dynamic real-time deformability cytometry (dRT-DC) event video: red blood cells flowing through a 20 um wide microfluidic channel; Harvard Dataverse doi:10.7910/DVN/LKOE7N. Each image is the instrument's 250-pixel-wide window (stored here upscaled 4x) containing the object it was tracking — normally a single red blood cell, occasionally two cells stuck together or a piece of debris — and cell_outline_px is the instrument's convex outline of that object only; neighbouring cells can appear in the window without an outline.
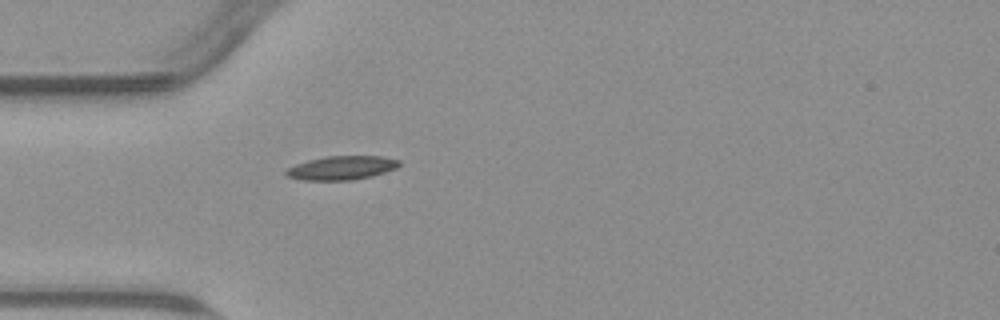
{"species": "common noctule bat (a hibernating species)", "species_latin": "Nyctalus noctula", "temperature_condition": "warm", "stored_images_in_passage": 39, "camera_frame_rate_fps": 3000, "um_per_image_px": 0.085, "animal": {"sex": "male", "body_mass_g": 23.1, "forearm_length_mm": 52.7}, "frame": {"image": 1, "passage_image": 1, "time_ms": 0.0, "image_size_px": [1000, 320], "cell_outline_px": [[400, 164], [396, 168], [372, 176], [352, 180], [300, 180], [288, 176], [284, 172], [288, 168], [296, 164], [308, 160], [324, 156], [380, 156], [400, 160]], "centroid_in_image_um": [29.03, 14.26], "position_along_channel_um": 56.0, "area_um2": 15.66}}
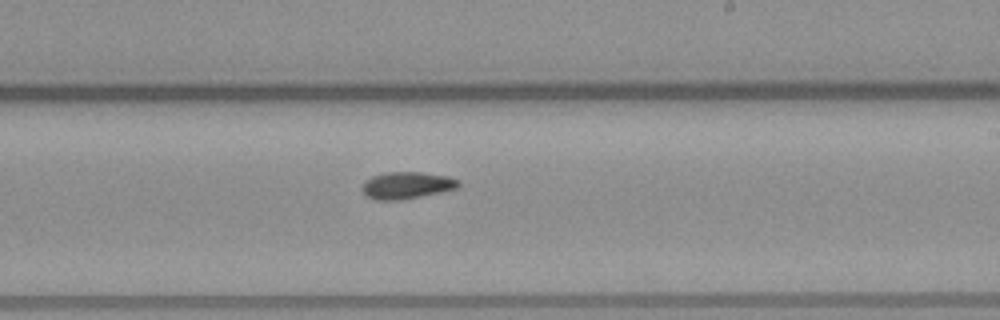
{"frame": {"image": 2, "passage_image": 17, "time_ms": 5.333, "image_size_px": [1000, 320], "cell_outline_px": [[460, 184], [456, 188], [440, 192], [400, 200], [376, 200], [368, 196], [364, 192], [364, 180], [372, 176], [388, 172], [420, 172], [448, 176], [460, 180]], "centroid_in_image_um": [34.59, 15.74], "position_along_channel_um": 254.4, "area_um2": 14.91}}
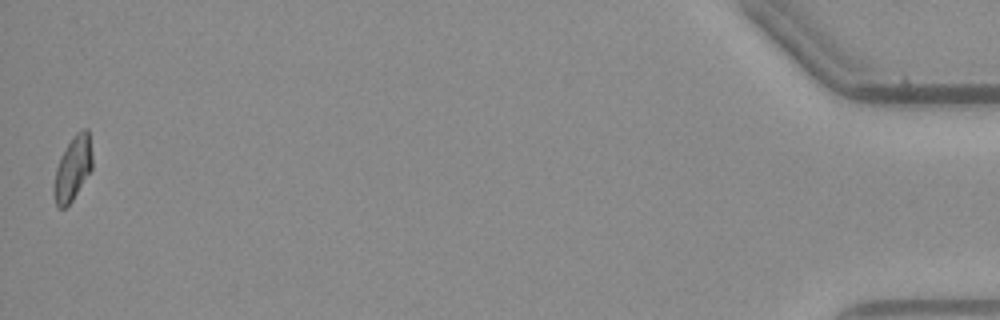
{"frame": {"image": 3, "passage_image": 39, "time_ms": 12.667, "image_size_px": [1000, 320], "cell_outline_px": [[92, 168], [72, 200], [64, 208], [56, 208], [52, 192], [52, 188], [56, 168], [60, 156], [76, 132], [84, 128], [88, 128], [92, 156]], "centroid_in_image_um": [6.15, 14.34], "position_along_channel_um": 429.0, "area_um2": 14.39}}